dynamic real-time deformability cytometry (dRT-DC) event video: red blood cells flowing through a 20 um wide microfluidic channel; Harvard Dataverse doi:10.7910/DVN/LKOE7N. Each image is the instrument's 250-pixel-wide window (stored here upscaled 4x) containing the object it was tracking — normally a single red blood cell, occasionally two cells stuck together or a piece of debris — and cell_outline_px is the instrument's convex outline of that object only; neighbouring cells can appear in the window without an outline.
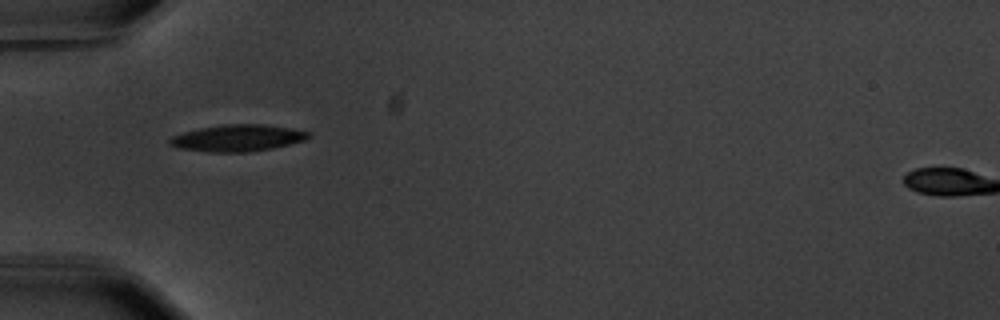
{"species": "common noctule bat (a hibernating species)", "species_latin": "Nyctalus noctula", "temperature_condition": "warm", "stored_images_in_passage": 39, "camera_frame_rate_fps": 3000, "um_per_image_px": 0.085, "animal": {"sex": "male", "body_mass_g": 20.1, "forearm_length_mm": 53.5}, "frame": {"image": 1, "passage_image": 1, "time_ms": 0.0, "image_size_px": [1000, 320], "cell_outline_px": [[312, 136], [308, 140], [272, 148], [248, 152], [208, 152], [176, 148], [168, 144], [168, 140], [172, 136], [184, 132], [200, 128], [224, 124], [264, 124], [292, 128], [312, 132]], "centroid_in_image_um": [20.23, 11.73], "position_along_channel_um": 64.8, "area_um2": 21.91}, "authors_computed_cell_mechanics": {"area_um2": 22.0796, "velocity_mm_per_s": 3.5619, "shape_relaxation_time_tau1_ms": 2.6282, "shape_relaxation_time_tau2_ms": 4.1242, "deformation_change_tau1": 0.1513, "deformation_change_tau2": 0.0897}}